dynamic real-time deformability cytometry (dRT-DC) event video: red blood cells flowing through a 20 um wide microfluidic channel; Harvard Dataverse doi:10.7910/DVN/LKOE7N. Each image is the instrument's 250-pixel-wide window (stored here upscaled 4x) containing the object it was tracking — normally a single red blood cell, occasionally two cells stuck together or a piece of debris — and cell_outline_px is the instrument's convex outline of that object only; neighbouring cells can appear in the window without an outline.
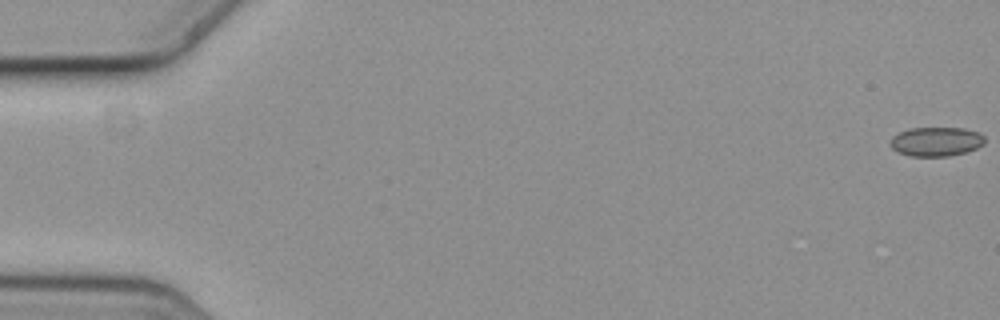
{"species": "common noctule bat (a hibernating species)", "species_latin": "Nyctalus noctula", "temperature_condition": "cold", "stored_images_in_passage": 4, "camera_frame_rate_fps": 3000, "um_per_image_px": 0.085, "animal": {"sex": "female", "body_mass_g": 19.3, "forearm_length_mm": 54.1}, "frame": {"image": 1, "passage_image": 1, "time_ms": 0.0, "image_size_px": [1000, 320], "cell_outline_px": [[984, 144], [976, 148], [964, 152], [948, 156], [912, 156], [896, 152], [888, 144], [892, 136], [900, 132], [912, 128], [964, 128], [980, 132], [984, 136]], "centroid_in_image_um": [79.55, 12.03], "position_along_channel_um": 5.4, "area_um2": 16.13}}